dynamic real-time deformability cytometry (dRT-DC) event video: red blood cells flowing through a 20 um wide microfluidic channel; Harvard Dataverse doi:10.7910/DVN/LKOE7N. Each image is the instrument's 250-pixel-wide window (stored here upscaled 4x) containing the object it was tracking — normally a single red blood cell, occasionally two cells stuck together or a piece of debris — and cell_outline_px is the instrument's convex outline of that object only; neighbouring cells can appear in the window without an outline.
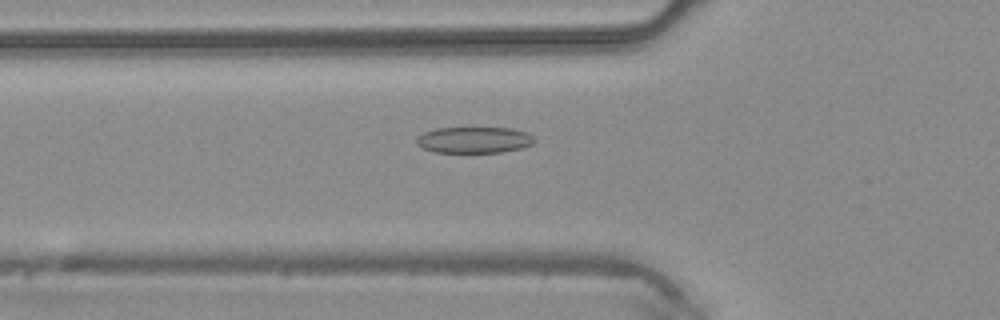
{"species": "common noctule bat (a hibernating species)", "species_latin": "Nyctalus noctula", "temperature_condition": "warm", "stored_images_in_passage": 40, "camera_frame_rate_fps": 3000, "um_per_image_px": 0.085, "animal": {"sex": "male", "body_mass_g": 20.4}, "frame": {"image": 1, "passage_image": 10, "time_ms": 3.0, "image_size_px": [1000, 320], "cell_outline_px": [[536, 140], [532, 144], [524, 148], [500, 152], [436, 152], [424, 148], [416, 144], [416, 140], [424, 132], [436, 128], [512, 128], [524, 132], [532, 136]], "centroid_in_image_um": [40.32, 11.89], "position_along_channel_um": 85.5, "area_um2": 17.86}}
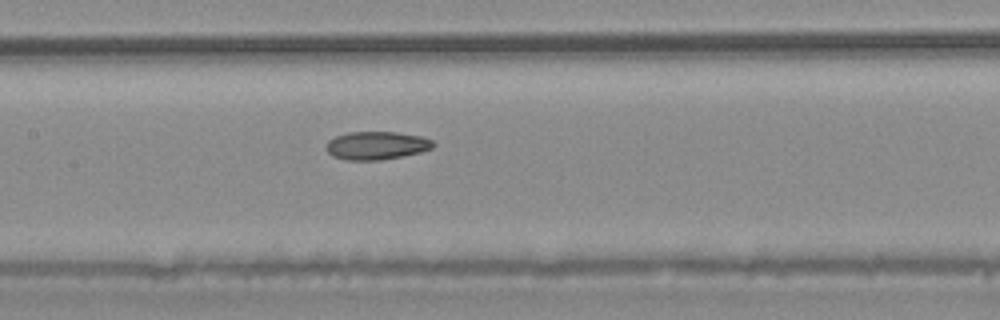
{"frame": {"image": 2, "passage_image": 16, "time_ms": 5.0, "image_size_px": [1000, 320], "cell_outline_px": [[436, 144], [432, 148], [420, 152], [380, 160], [348, 160], [332, 156], [328, 152], [328, 140], [336, 136], [348, 132], [396, 132], [420, 136], [432, 140]], "centroid_in_image_um": [32.02, 12.36], "position_along_channel_um": 175.4, "area_um2": 17.34}}
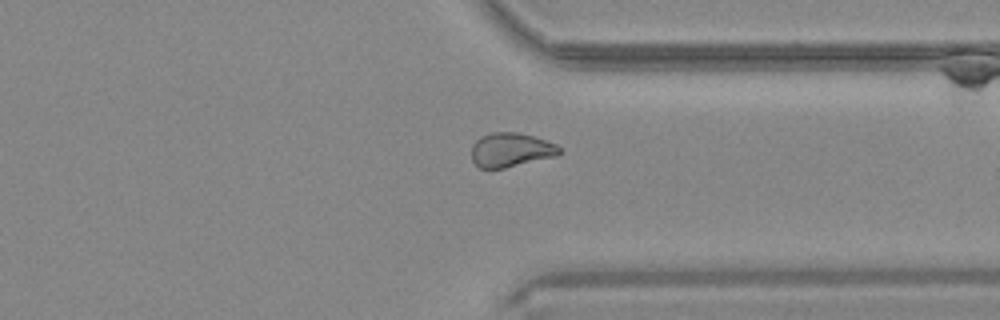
{"frame": {"image": 3, "passage_image": 29, "time_ms": 9.333, "image_size_px": [1000, 320], "cell_outline_px": [[564, 152], [556, 156], [504, 168], [480, 168], [472, 160], [472, 144], [480, 136], [492, 132], [516, 132], [536, 136], [556, 144]], "centroid_in_image_um": [43.44, 12.73], "position_along_channel_um": 368.0, "area_um2": 17.63}}